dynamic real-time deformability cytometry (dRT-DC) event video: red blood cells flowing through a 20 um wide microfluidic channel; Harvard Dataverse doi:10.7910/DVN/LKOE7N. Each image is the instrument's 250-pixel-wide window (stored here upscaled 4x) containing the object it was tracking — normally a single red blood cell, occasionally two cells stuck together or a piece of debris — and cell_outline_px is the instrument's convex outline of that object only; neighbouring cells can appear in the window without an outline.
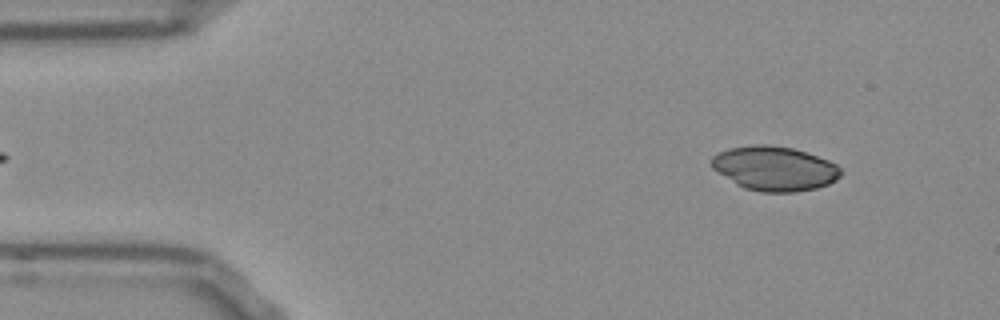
{"species": "Egyptian fruit bat (a non-hibernating species)", "species_latin": "Rousettus aegyptiacus", "temperature_condition": "room temperature", "stored_images_in_passage": 48, "camera_frame_rate_fps": 3000, "um_per_image_px": 0.085, "frame": {"image": 1, "passage_image": 3, "time_ms": 0.667, "image_size_px": [1000, 320], "cell_outline_px": [[840, 176], [828, 184], [816, 188], [796, 192], [760, 192], [744, 188], [736, 184], [712, 168], [712, 156], [728, 148], [752, 144], [768, 144], [792, 148], [828, 160], [836, 164], [840, 168]], "centroid_in_image_um": [65.81, 14.32], "position_along_channel_um": 19.2, "area_um2": 33.29}}
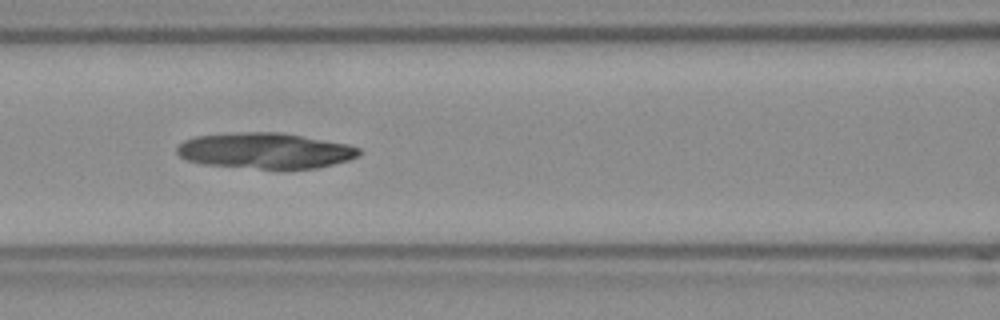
{"frame": {"image": 2, "passage_image": 19, "time_ms": 6.0, "image_size_px": [1000, 320], "cell_outline_px": [[360, 156], [348, 160], [316, 168], [260, 168], [204, 164], [188, 160], [180, 156], [176, 152], [176, 148], [184, 140], [196, 136], [244, 132], [280, 132], [348, 144], [360, 148]], "centroid_in_image_um": [22.56, 12.8], "position_along_channel_um": 144.0, "area_um2": 37.51}}
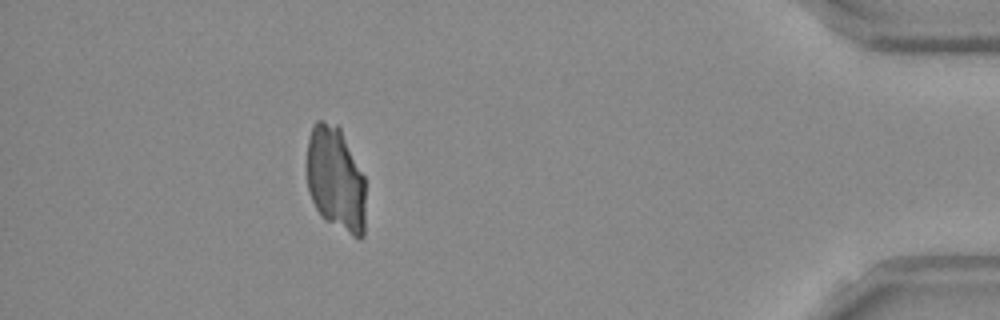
{"frame": {"image": 3, "passage_image": 44, "time_ms": 14.333, "image_size_px": [1000, 320], "cell_outline_px": [[364, 236], [360, 240], [352, 236], [328, 220], [316, 208], [312, 200], [308, 188], [308, 140], [312, 124], [316, 120], [324, 120], [336, 124], [340, 128], [364, 176]], "centroid_in_image_um": [28.53, 15.18], "position_along_channel_um": 406.7, "area_um2": 35.37}}